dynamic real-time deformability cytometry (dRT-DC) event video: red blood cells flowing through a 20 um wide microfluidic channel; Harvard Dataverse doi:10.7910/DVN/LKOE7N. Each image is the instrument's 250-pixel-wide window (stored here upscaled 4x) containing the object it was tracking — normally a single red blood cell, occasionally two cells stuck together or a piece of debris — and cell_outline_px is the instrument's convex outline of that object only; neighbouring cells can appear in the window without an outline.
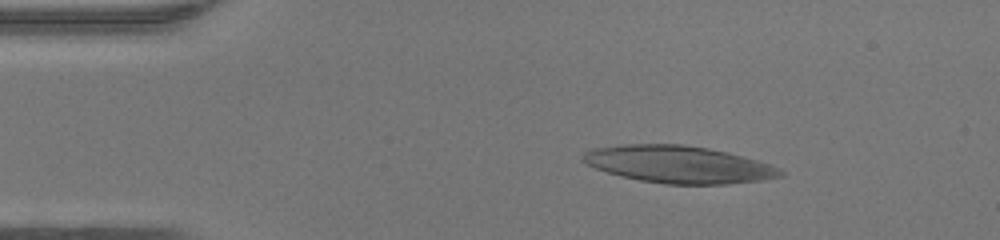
{"species": "human", "species_latin": "Homo sapiens", "temperature_condition": "warm", "stored_images_in_passage": 45, "camera_frame_rate_fps": 3000, "um_per_image_px": 0.085, "donor": {"sex": "female"}, "frame": {"image": 1, "passage_image": 6, "time_ms": 1.667, "image_size_px": [1000, 240], "cell_outline_px": [[784, 176], [760, 180], [724, 184], [664, 184], [640, 180], [608, 172], [596, 168], [580, 160], [584, 152], [596, 148], [624, 144], [684, 144], [708, 148], [728, 152], [756, 160], [780, 168], [784, 172]], "centroid_in_image_um": [57.69, 13.97], "position_along_channel_um": 27.3, "area_um2": 42.54}}
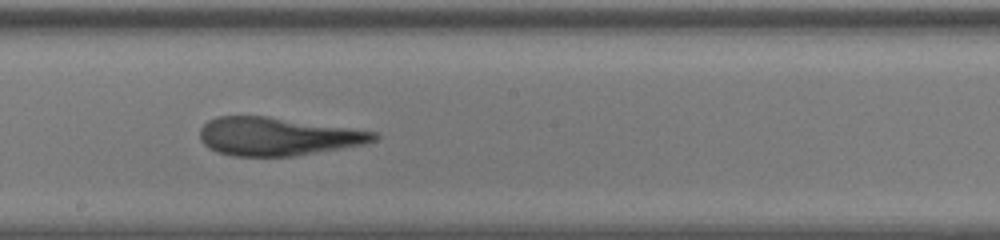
{"frame": {"image": 2, "passage_image": 24, "time_ms": 7.667, "image_size_px": [1000, 240], "cell_outline_px": [[380, 136], [376, 140], [364, 144], [296, 156], [232, 156], [216, 152], [208, 148], [200, 140], [200, 128], [208, 120], [216, 116], [268, 116], [376, 132]], "centroid_in_image_um": [23.55, 11.6], "position_along_channel_um": 224.6, "area_um2": 38.73}}
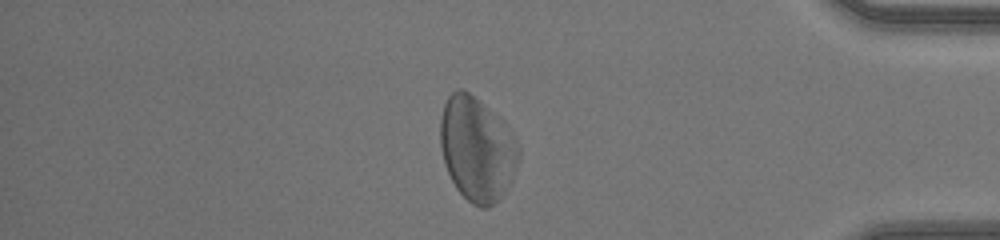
{"frame": {"image": 3, "passage_image": 38, "time_ms": 12.333, "image_size_px": [1000, 240], "cell_outline_px": [[520, 156], [512, 180], [500, 200], [488, 208], [480, 208], [472, 204], [456, 188], [444, 164], [440, 148], [440, 116], [444, 104], [448, 96], [456, 88], [460, 88], [468, 92], [512, 132], [520, 148]], "centroid_in_image_um": [40.53, 12.72], "position_along_channel_um": 394.7, "area_um2": 47.4}, "authors_computed_cell_mechanics": {"area_um2": 42.194, "velocity_mm_per_s": 4.3387, "shape_relaxation_time_tau1_ms": 5.6137, "shape_relaxation_time_tau2_ms": 2.5127, "deformation_change_tau1": 0.1743, "deformation_change_tau2": 0.1478}}